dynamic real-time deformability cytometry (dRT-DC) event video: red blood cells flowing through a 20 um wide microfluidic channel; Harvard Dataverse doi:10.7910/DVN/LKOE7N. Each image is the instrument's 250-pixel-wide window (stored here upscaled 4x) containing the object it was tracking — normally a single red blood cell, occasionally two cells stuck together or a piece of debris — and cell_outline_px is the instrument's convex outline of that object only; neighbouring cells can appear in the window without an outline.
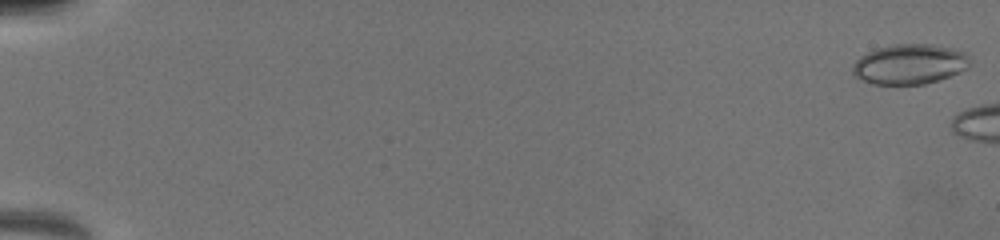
{"species": "common noctule bat (a hibernating species)", "species_latin": "Nyctalus noctula", "temperature_condition": "warm", "stored_images_in_passage": 66, "camera_frame_rate_fps": 3000, "um_per_image_px": 0.085, "animal": {"sex": "female", "body_mass_g": 19.5, "forearm_length_mm": 54.1}, "frame": {"image": 1, "passage_image": 1, "time_ms": 0.0, "image_size_px": [1000, 240], "cell_outline_px": [[968, 68], [960, 72], [924, 84], [872, 84], [860, 80], [852, 76], [852, 68], [856, 60], [868, 52], [880, 48], [896, 44], [924, 44], [956, 52], [964, 56], [968, 60]], "centroid_in_image_um": [77.18, 5.5], "position_along_channel_um": 7.8, "area_um2": 26.36}}
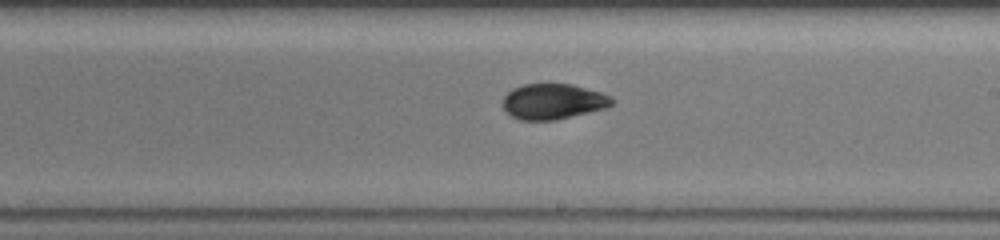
{"frame": {"image": 2, "passage_image": 47, "time_ms": 11.0, "image_size_px": [1000, 240], "cell_outline_px": [[612, 104], [604, 108], [556, 120], [520, 120], [512, 116], [504, 108], [504, 96], [512, 88], [524, 84], [572, 84], [600, 92], [608, 96], [612, 100]], "centroid_in_image_um": [46.98, 8.62], "position_along_channel_um": 242.0, "area_um2": 22.2}}
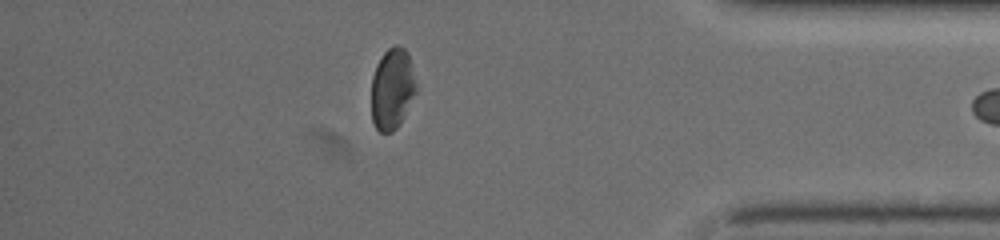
{"frame": {"image": 3, "passage_image": 65, "time_ms": 15.667, "image_size_px": [1000, 240], "cell_outline_px": [[416, 92], [400, 124], [392, 132], [380, 132], [376, 128], [372, 120], [372, 76], [376, 64], [384, 52], [388, 48], [396, 44], [404, 48], [408, 52], [416, 84]], "centroid_in_image_um": [33.33, 7.53], "position_along_channel_um": 401.9, "area_um2": 21.15}}